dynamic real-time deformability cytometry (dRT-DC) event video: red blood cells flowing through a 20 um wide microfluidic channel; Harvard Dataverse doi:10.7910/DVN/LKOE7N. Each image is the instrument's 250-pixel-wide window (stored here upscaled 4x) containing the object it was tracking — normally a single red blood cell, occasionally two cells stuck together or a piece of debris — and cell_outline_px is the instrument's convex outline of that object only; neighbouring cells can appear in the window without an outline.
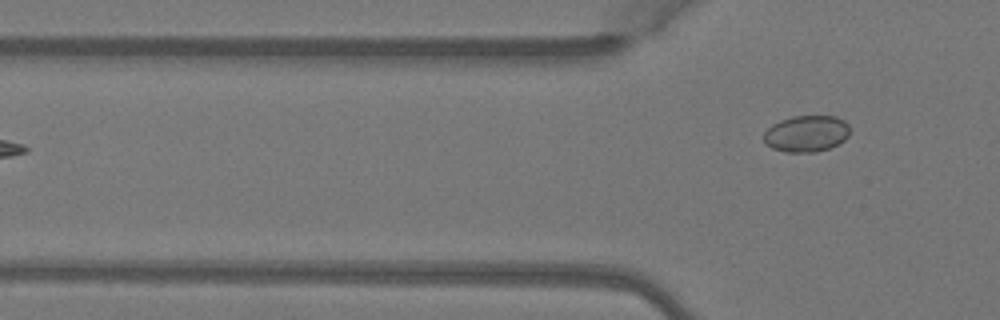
{"species": "Egyptian fruit bat (a non-hibernating species)", "species_latin": "Rousettus aegyptiacus", "temperature_condition": "warm", "stored_images_in_passage": 4, "camera_frame_rate_fps": 3000, "um_per_image_px": 0.085, "animal": {"sex": "female"}, "frame": {"image": 1, "passage_image": 4, "time_ms": 1.0, "image_size_px": [1000, 320], "cell_outline_px": [[848, 136], [844, 140], [828, 148], [816, 152], [784, 152], [772, 148], [764, 140], [764, 132], [772, 124], [780, 120], [792, 116], [836, 116], [844, 120], [848, 124]], "centroid_in_image_um": [68.53, 11.35], "position_along_channel_um": 57.3, "area_um2": 18.21}}